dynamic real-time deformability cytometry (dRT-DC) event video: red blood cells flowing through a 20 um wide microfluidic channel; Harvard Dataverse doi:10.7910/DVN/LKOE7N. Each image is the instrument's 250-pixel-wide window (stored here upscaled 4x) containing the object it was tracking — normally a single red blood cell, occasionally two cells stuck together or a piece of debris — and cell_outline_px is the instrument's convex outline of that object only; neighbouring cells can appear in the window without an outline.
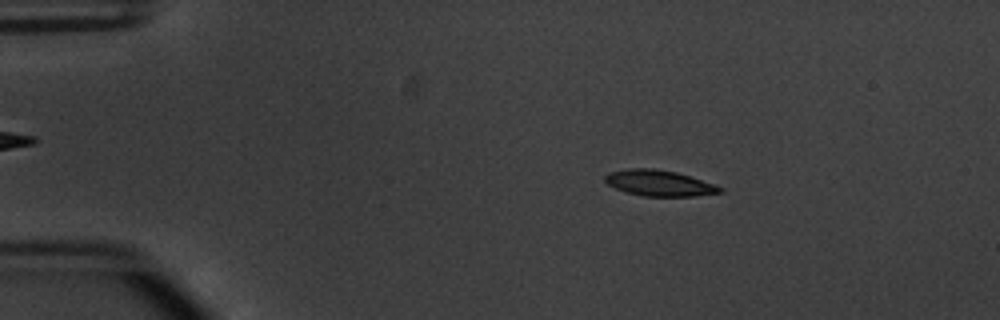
{"species": "common noctule bat (a hibernating species)", "species_latin": "Nyctalus noctula", "temperature_condition": "warm", "stored_images_in_passage": 52, "camera_frame_rate_fps": 3000, "um_per_image_px": 0.085, "animal": {"sex": "male", "body_mass_g": 20.1, "forearm_length_mm": 53.5}, "frame": {"image": 1, "passage_image": 9, "time_ms": 2.667, "image_size_px": [1000, 320], "cell_outline_px": [[724, 192], [696, 196], [644, 196], [628, 192], [616, 188], [608, 184], [604, 180], [604, 176], [608, 172], [628, 168], [652, 168], [676, 172], [716, 184], [724, 188]], "centroid_in_image_um": [56.06, 15.56], "position_along_channel_um": 28.9, "area_um2": 17.4}}
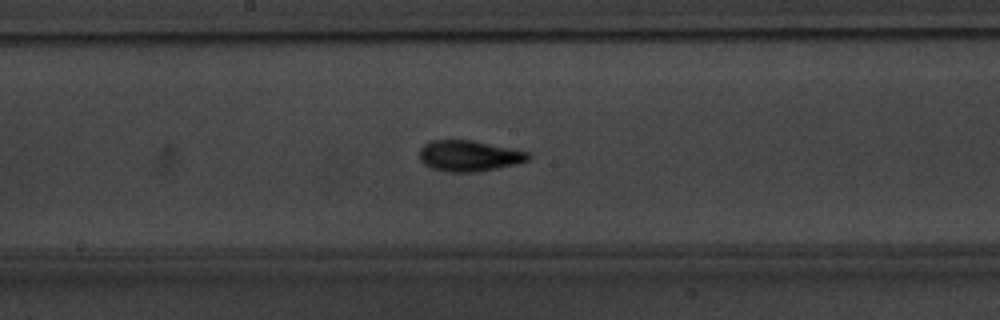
{"frame": {"image": 2, "passage_image": 28, "time_ms": 9.0, "image_size_px": [1000, 320], "cell_outline_px": [[532, 156], [528, 160], [520, 164], [480, 172], [448, 172], [432, 168], [424, 164], [420, 160], [420, 148], [428, 140], [472, 140], [528, 152]], "centroid_in_image_um": [39.88, 13.26], "position_along_channel_um": 208.3, "area_um2": 19.83}}
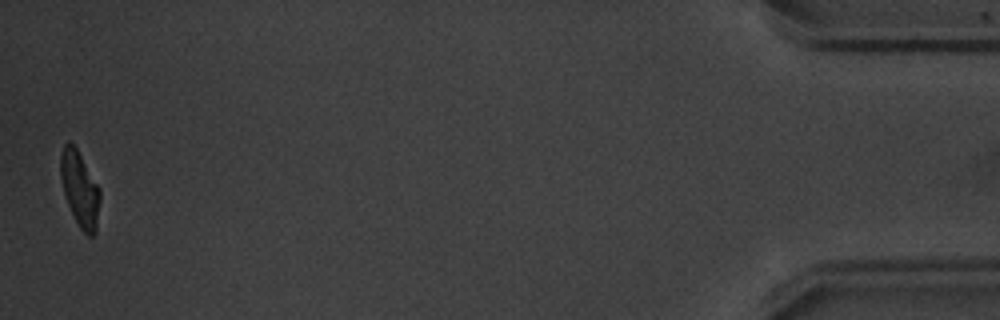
{"frame": {"image": 3, "passage_image": 52, "time_ms": 17.0, "image_size_px": [1000, 320], "cell_outline_px": [[100, 200], [96, 232], [92, 236], [88, 236], [80, 228], [68, 204], [64, 192], [60, 176], [60, 156], [64, 144], [68, 140], [76, 148], [100, 188]], "centroid_in_image_um": [6.79, 16.06], "position_along_channel_um": 428.4, "area_um2": 17.11}, "authors_computed_cell_mechanics": {"area_um2": 17.4556, "velocity_mm_per_s": 3.8325, "shape_relaxation_time_tau1_ms": 3.322, "shape_relaxation_time_tau2_ms": 2.217, "deformation_change_tau1": 0.173, "deformation_change_tau2": 0.0886}}